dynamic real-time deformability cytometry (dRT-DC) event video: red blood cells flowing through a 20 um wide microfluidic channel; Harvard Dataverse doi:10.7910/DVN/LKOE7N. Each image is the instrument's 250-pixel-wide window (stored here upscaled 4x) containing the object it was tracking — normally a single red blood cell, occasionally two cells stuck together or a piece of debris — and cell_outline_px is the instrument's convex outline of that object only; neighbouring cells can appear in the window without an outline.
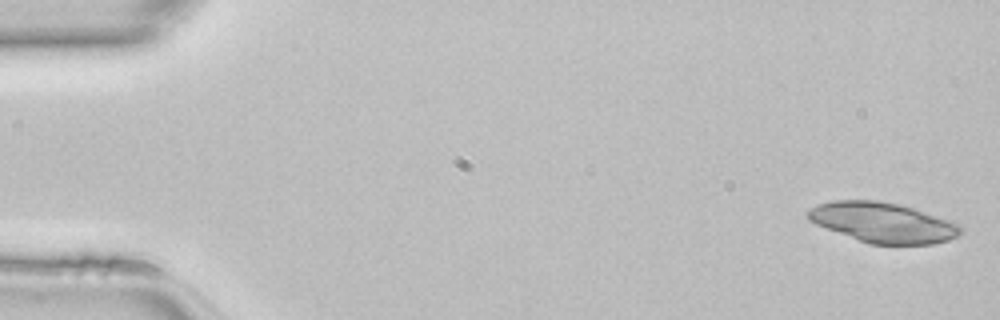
{"species": "common noctule bat (a hibernating species)", "species_latin": "Nyctalus noctula", "temperature_condition": "room temperature", "stored_images_in_passage": 31, "camera_frame_rate_fps": 3000, "um_per_image_px": 0.085, "animal": {"sex": "female", "body_mass_g": 22.7, "forearm_length_mm": 54.2}, "frame": {"image": 1, "passage_image": 1, "time_ms": 0.0, "image_size_px": [1000, 320], "cell_outline_px": [[964, 232], [948, 240], [932, 244], [868, 244], [816, 224], [808, 220], [804, 212], [820, 204], [832, 200], [880, 200], [900, 204], [960, 224], [964, 228]], "centroid_in_image_um": [75.04, 18.91], "position_along_channel_um": 10.0, "area_um2": 35.66}}